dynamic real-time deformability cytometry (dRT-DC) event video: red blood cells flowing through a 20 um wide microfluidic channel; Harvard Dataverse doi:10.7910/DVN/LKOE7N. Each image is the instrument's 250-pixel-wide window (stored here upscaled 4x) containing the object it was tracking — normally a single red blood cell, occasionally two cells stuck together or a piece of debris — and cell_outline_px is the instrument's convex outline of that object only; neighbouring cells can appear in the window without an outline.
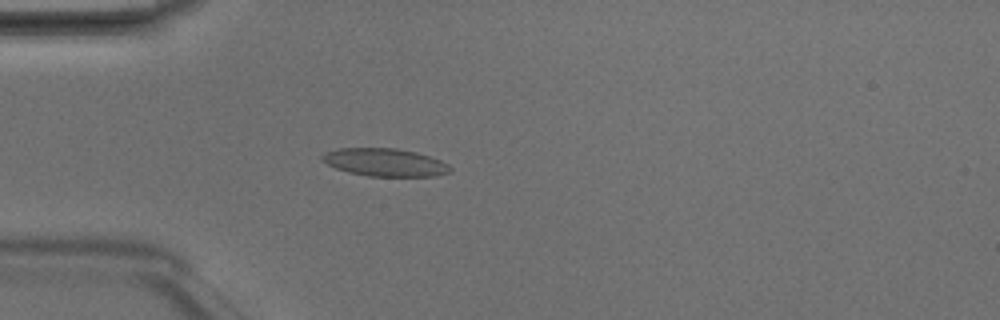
{"species": "Egyptian fruit bat (a non-hibernating species)", "species_latin": "Rousettus aegyptiacus", "temperature_condition": "room temperature", "stored_images_in_passage": 4, "camera_frame_rate_fps": 3000, "um_per_image_px": 0.085, "animal": {"sex": "male"}, "frame": {"image": 1, "passage_image": 4, "time_ms": 1.0, "image_size_px": [1000, 320], "cell_outline_px": [[452, 168], [448, 172], [436, 176], [368, 176], [348, 172], [336, 168], [328, 164], [320, 156], [324, 152], [340, 148], [396, 148], [416, 152], [440, 160], [448, 164]], "centroid_in_image_um": [32.71, 13.8], "position_along_channel_um": 52.3, "area_um2": 20.63}}